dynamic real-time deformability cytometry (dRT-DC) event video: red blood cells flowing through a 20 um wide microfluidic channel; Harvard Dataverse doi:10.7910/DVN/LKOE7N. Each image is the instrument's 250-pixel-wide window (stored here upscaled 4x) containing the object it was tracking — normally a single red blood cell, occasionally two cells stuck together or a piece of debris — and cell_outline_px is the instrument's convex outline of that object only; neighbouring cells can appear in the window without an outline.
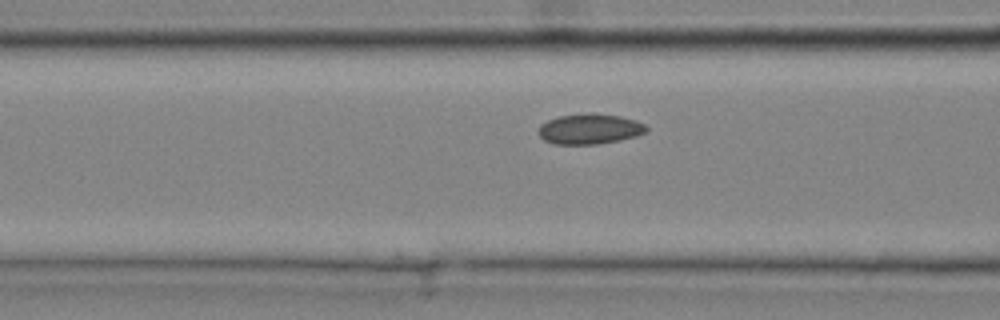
{"species": "common noctule bat (a hibernating species)", "species_latin": "Nyctalus noctula", "temperature_condition": "cold", "stored_images_in_passage": 13, "camera_frame_rate_fps": 3000, "um_per_image_px": 0.085, "animal": {"sex": "male", "body_mass_g": 20.4}, "frame": {"image": 1, "passage_image": 11, "time_ms": 3.333, "image_size_px": [1000, 320], "cell_outline_px": [[648, 132], [636, 136], [620, 140], [596, 144], [552, 144], [544, 140], [536, 132], [536, 128], [540, 124], [548, 120], [560, 116], [620, 116], [636, 120], [644, 124], [648, 128]], "centroid_in_image_um": [50.1, 11.01], "position_along_channel_um": 116.5, "area_um2": 18.5}}